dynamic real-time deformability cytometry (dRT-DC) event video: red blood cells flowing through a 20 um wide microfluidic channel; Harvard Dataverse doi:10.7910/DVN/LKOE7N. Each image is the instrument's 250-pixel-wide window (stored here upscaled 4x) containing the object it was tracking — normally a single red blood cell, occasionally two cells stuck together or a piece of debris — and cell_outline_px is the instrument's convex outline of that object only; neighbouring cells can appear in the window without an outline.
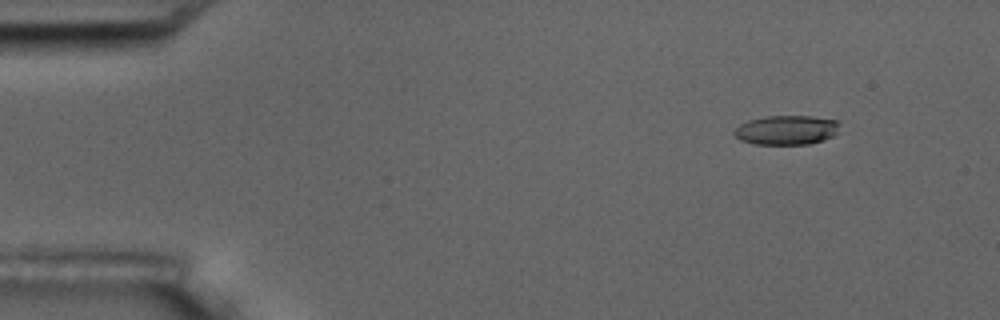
{"species": "common noctule bat (a hibernating species)", "species_latin": "Nyctalus noctula", "temperature_condition": "room temperature", "stored_images_in_passage": 5, "camera_frame_rate_fps": 3000, "um_per_image_px": 0.085, "animal": {"sex": "male", "body_mass_g": 17.5, "forearm_length_mm": 52.3}, "frame": {"image": 1, "passage_image": 2, "time_ms": 1.333, "image_size_px": [1000, 320], "cell_outline_px": [[840, 124], [836, 132], [832, 136], [824, 140], [808, 144], [756, 144], [740, 140], [732, 132], [740, 124], [748, 120], [768, 116], [812, 116], [840, 120]], "centroid_in_image_um": [66.87, 11.04], "position_along_channel_um": 18.1, "area_um2": 18.09}}